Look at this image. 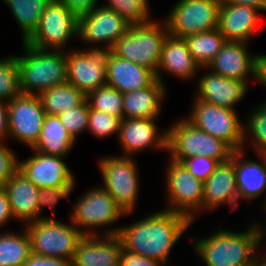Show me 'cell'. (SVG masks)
<instances>
[{"mask_svg":"<svg viewBox=\"0 0 266 266\" xmlns=\"http://www.w3.org/2000/svg\"><path fill=\"white\" fill-rule=\"evenodd\" d=\"M23 266H72V261L67 259L52 258L31 253Z\"/></svg>","mask_w":266,"mask_h":266,"instance_id":"7bdbcfd3","label":"cell"},{"mask_svg":"<svg viewBox=\"0 0 266 266\" xmlns=\"http://www.w3.org/2000/svg\"><path fill=\"white\" fill-rule=\"evenodd\" d=\"M254 80L266 87V55L256 54L254 57Z\"/></svg>","mask_w":266,"mask_h":266,"instance_id":"bcb514c9","label":"cell"},{"mask_svg":"<svg viewBox=\"0 0 266 266\" xmlns=\"http://www.w3.org/2000/svg\"><path fill=\"white\" fill-rule=\"evenodd\" d=\"M189 116L197 128L224 141L233 151L244 150V122L238 112L203 100H194Z\"/></svg>","mask_w":266,"mask_h":266,"instance_id":"ba28073f","label":"cell"},{"mask_svg":"<svg viewBox=\"0 0 266 266\" xmlns=\"http://www.w3.org/2000/svg\"><path fill=\"white\" fill-rule=\"evenodd\" d=\"M103 186L125 213L134 212L139 195V172L132 157L103 156L98 162Z\"/></svg>","mask_w":266,"mask_h":266,"instance_id":"9c48e42d","label":"cell"},{"mask_svg":"<svg viewBox=\"0 0 266 266\" xmlns=\"http://www.w3.org/2000/svg\"><path fill=\"white\" fill-rule=\"evenodd\" d=\"M244 154V150L233 151L230 160L234 165L239 200L252 201L264 191L266 196V154H257L258 161L244 160Z\"/></svg>","mask_w":266,"mask_h":266,"instance_id":"d4e9b609","label":"cell"},{"mask_svg":"<svg viewBox=\"0 0 266 266\" xmlns=\"http://www.w3.org/2000/svg\"><path fill=\"white\" fill-rule=\"evenodd\" d=\"M167 132L166 152L171 160L180 163L194 156H206L223 163L230 159L233 152L224 141L200 130L187 118L174 121Z\"/></svg>","mask_w":266,"mask_h":266,"instance_id":"8992f818","label":"cell"},{"mask_svg":"<svg viewBox=\"0 0 266 266\" xmlns=\"http://www.w3.org/2000/svg\"><path fill=\"white\" fill-rule=\"evenodd\" d=\"M253 222L247 230L233 232L219 229L210 237L193 240V249L206 266H253L266 228Z\"/></svg>","mask_w":266,"mask_h":266,"instance_id":"7a4b0ae2","label":"cell"},{"mask_svg":"<svg viewBox=\"0 0 266 266\" xmlns=\"http://www.w3.org/2000/svg\"><path fill=\"white\" fill-rule=\"evenodd\" d=\"M203 209L213 211L221 205H230L237 209L239 201L238 188L235 179L234 165L229 159L219 163L214 172L204 182Z\"/></svg>","mask_w":266,"mask_h":266,"instance_id":"ffe728a7","label":"cell"},{"mask_svg":"<svg viewBox=\"0 0 266 266\" xmlns=\"http://www.w3.org/2000/svg\"><path fill=\"white\" fill-rule=\"evenodd\" d=\"M86 100L90 108L106 112L112 116L119 117L121 120L123 116V93L117 89L105 85L89 92L86 95Z\"/></svg>","mask_w":266,"mask_h":266,"instance_id":"836d02e7","label":"cell"},{"mask_svg":"<svg viewBox=\"0 0 266 266\" xmlns=\"http://www.w3.org/2000/svg\"><path fill=\"white\" fill-rule=\"evenodd\" d=\"M24 161L18 159V169L39 189L74 187L76 180L64 157L34 151Z\"/></svg>","mask_w":266,"mask_h":266,"instance_id":"2e32d148","label":"cell"},{"mask_svg":"<svg viewBox=\"0 0 266 266\" xmlns=\"http://www.w3.org/2000/svg\"><path fill=\"white\" fill-rule=\"evenodd\" d=\"M75 15L80 16L97 7L99 0H59Z\"/></svg>","mask_w":266,"mask_h":266,"instance_id":"ee69618b","label":"cell"},{"mask_svg":"<svg viewBox=\"0 0 266 266\" xmlns=\"http://www.w3.org/2000/svg\"><path fill=\"white\" fill-rule=\"evenodd\" d=\"M3 189L7 193L13 217L20 223L27 225L48 218V216H39L37 201L40 189L30 182L19 169L12 174Z\"/></svg>","mask_w":266,"mask_h":266,"instance_id":"44dd1931","label":"cell"},{"mask_svg":"<svg viewBox=\"0 0 266 266\" xmlns=\"http://www.w3.org/2000/svg\"><path fill=\"white\" fill-rule=\"evenodd\" d=\"M18 169V157L14 152L0 142V187H3L12 174Z\"/></svg>","mask_w":266,"mask_h":266,"instance_id":"60d3db41","label":"cell"},{"mask_svg":"<svg viewBox=\"0 0 266 266\" xmlns=\"http://www.w3.org/2000/svg\"><path fill=\"white\" fill-rule=\"evenodd\" d=\"M199 70L202 68L191 56L185 39L168 34L163 43L156 79L165 85L161 75L165 71L167 74L177 76L178 79L192 80Z\"/></svg>","mask_w":266,"mask_h":266,"instance_id":"cb8c5ba5","label":"cell"},{"mask_svg":"<svg viewBox=\"0 0 266 266\" xmlns=\"http://www.w3.org/2000/svg\"><path fill=\"white\" fill-rule=\"evenodd\" d=\"M220 5H248L266 11V0H218Z\"/></svg>","mask_w":266,"mask_h":266,"instance_id":"7dc6e473","label":"cell"},{"mask_svg":"<svg viewBox=\"0 0 266 266\" xmlns=\"http://www.w3.org/2000/svg\"><path fill=\"white\" fill-rule=\"evenodd\" d=\"M74 187H56V188H41L38 193V210L39 216L42 213L44 207L49 206L51 207L52 216L48 218H54L55 208L56 205L62 199H68L70 194L75 189Z\"/></svg>","mask_w":266,"mask_h":266,"instance_id":"f35d334b","label":"cell"},{"mask_svg":"<svg viewBox=\"0 0 266 266\" xmlns=\"http://www.w3.org/2000/svg\"><path fill=\"white\" fill-rule=\"evenodd\" d=\"M14 219L7 193L0 187V228Z\"/></svg>","mask_w":266,"mask_h":266,"instance_id":"f6af8a7d","label":"cell"},{"mask_svg":"<svg viewBox=\"0 0 266 266\" xmlns=\"http://www.w3.org/2000/svg\"><path fill=\"white\" fill-rule=\"evenodd\" d=\"M121 119L106 112L89 107L88 130L97 138L119 135Z\"/></svg>","mask_w":266,"mask_h":266,"instance_id":"8d00e7d4","label":"cell"},{"mask_svg":"<svg viewBox=\"0 0 266 266\" xmlns=\"http://www.w3.org/2000/svg\"><path fill=\"white\" fill-rule=\"evenodd\" d=\"M18 23L22 42H25L37 29L40 18L52 0H3Z\"/></svg>","mask_w":266,"mask_h":266,"instance_id":"f546056e","label":"cell"},{"mask_svg":"<svg viewBox=\"0 0 266 266\" xmlns=\"http://www.w3.org/2000/svg\"><path fill=\"white\" fill-rule=\"evenodd\" d=\"M193 222L184 214L162 209L120 228L123 248L167 265L171 250Z\"/></svg>","mask_w":266,"mask_h":266,"instance_id":"6da1fadb","label":"cell"},{"mask_svg":"<svg viewBox=\"0 0 266 266\" xmlns=\"http://www.w3.org/2000/svg\"><path fill=\"white\" fill-rule=\"evenodd\" d=\"M181 164L197 179L205 182L214 172L219 162L206 156H194L185 159Z\"/></svg>","mask_w":266,"mask_h":266,"instance_id":"ab89813d","label":"cell"},{"mask_svg":"<svg viewBox=\"0 0 266 266\" xmlns=\"http://www.w3.org/2000/svg\"><path fill=\"white\" fill-rule=\"evenodd\" d=\"M79 16L59 0H52L44 10L39 25L25 43L37 49L66 51L74 37L78 38Z\"/></svg>","mask_w":266,"mask_h":266,"instance_id":"30bf717a","label":"cell"},{"mask_svg":"<svg viewBox=\"0 0 266 266\" xmlns=\"http://www.w3.org/2000/svg\"><path fill=\"white\" fill-rule=\"evenodd\" d=\"M106 8L114 10L130 25L142 24L150 18L149 0H105Z\"/></svg>","mask_w":266,"mask_h":266,"instance_id":"e575fe53","label":"cell"},{"mask_svg":"<svg viewBox=\"0 0 266 266\" xmlns=\"http://www.w3.org/2000/svg\"><path fill=\"white\" fill-rule=\"evenodd\" d=\"M168 34L164 19L161 22L153 19L142 24L131 25L114 44L112 52L156 74L163 43Z\"/></svg>","mask_w":266,"mask_h":266,"instance_id":"5b68a950","label":"cell"},{"mask_svg":"<svg viewBox=\"0 0 266 266\" xmlns=\"http://www.w3.org/2000/svg\"><path fill=\"white\" fill-rule=\"evenodd\" d=\"M38 96L45 113L56 116L86 100V95L69 82L45 89Z\"/></svg>","mask_w":266,"mask_h":266,"instance_id":"f1b7e54d","label":"cell"},{"mask_svg":"<svg viewBox=\"0 0 266 266\" xmlns=\"http://www.w3.org/2000/svg\"><path fill=\"white\" fill-rule=\"evenodd\" d=\"M256 106L250 112L247 123H244V144L250 137L249 141L256 154H266V101Z\"/></svg>","mask_w":266,"mask_h":266,"instance_id":"d6a6232c","label":"cell"},{"mask_svg":"<svg viewBox=\"0 0 266 266\" xmlns=\"http://www.w3.org/2000/svg\"><path fill=\"white\" fill-rule=\"evenodd\" d=\"M122 247L118 235H84L78 242L72 266H119Z\"/></svg>","mask_w":266,"mask_h":266,"instance_id":"ac0fdd59","label":"cell"},{"mask_svg":"<svg viewBox=\"0 0 266 266\" xmlns=\"http://www.w3.org/2000/svg\"><path fill=\"white\" fill-rule=\"evenodd\" d=\"M262 255H256L253 266H266V252Z\"/></svg>","mask_w":266,"mask_h":266,"instance_id":"681fc988","label":"cell"},{"mask_svg":"<svg viewBox=\"0 0 266 266\" xmlns=\"http://www.w3.org/2000/svg\"><path fill=\"white\" fill-rule=\"evenodd\" d=\"M157 119L129 118L120 123L118 142L123 156L133 157L145 149L156 148L167 150L168 132L164 129L159 132Z\"/></svg>","mask_w":266,"mask_h":266,"instance_id":"e0dca14e","label":"cell"},{"mask_svg":"<svg viewBox=\"0 0 266 266\" xmlns=\"http://www.w3.org/2000/svg\"><path fill=\"white\" fill-rule=\"evenodd\" d=\"M59 118L71 136L77 140L80 133L88 128L89 104L85 100L77 107L60 113Z\"/></svg>","mask_w":266,"mask_h":266,"instance_id":"74e56055","label":"cell"},{"mask_svg":"<svg viewBox=\"0 0 266 266\" xmlns=\"http://www.w3.org/2000/svg\"><path fill=\"white\" fill-rule=\"evenodd\" d=\"M75 143L59 116L46 114L40 136L31 150L65 158Z\"/></svg>","mask_w":266,"mask_h":266,"instance_id":"83f0119b","label":"cell"},{"mask_svg":"<svg viewBox=\"0 0 266 266\" xmlns=\"http://www.w3.org/2000/svg\"><path fill=\"white\" fill-rule=\"evenodd\" d=\"M24 55H15L23 94L39 95L67 82L66 51L37 49L22 42Z\"/></svg>","mask_w":266,"mask_h":266,"instance_id":"3957f363","label":"cell"},{"mask_svg":"<svg viewBox=\"0 0 266 266\" xmlns=\"http://www.w3.org/2000/svg\"><path fill=\"white\" fill-rule=\"evenodd\" d=\"M21 93L15 55L0 59V101L9 102Z\"/></svg>","mask_w":266,"mask_h":266,"instance_id":"d590c367","label":"cell"},{"mask_svg":"<svg viewBox=\"0 0 266 266\" xmlns=\"http://www.w3.org/2000/svg\"><path fill=\"white\" fill-rule=\"evenodd\" d=\"M73 49L66 51L67 82L87 95L106 85V69L112 48Z\"/></svg>","mask_w":266,"mask_h":266,"instance_id":"4fadbf2b","label":"cell"},{"mask_svg":"<svg viewBox=\"0 0 266 266\" xmlns=\"http://www.w3.org/2000/svg\"><path fill=\"white\" fill-rule=\"evenodd\" d=\"M184 39L187 42L191 56L203 69L208 66L226 43L224 35L218 28L192 34Z\"/></svg>","mask_w":266,"mask_h":266,"instance_id":"4dcf8cb0","label":"cell"},{"mask_svg":"<svg viewBox=\"0 0 266 266\" xmlns=\"http://www.w3.org/2000/svg\"><path fill=\"white\" fill-rule=\"evenodd\" d=\"M260 17L259 10L248 5H220L218 30L226 41L248 43L260 26Z\"/></svg>","mask_w":266,"mask_h":266,"instance_id":"603a6c76","label":"cell"},{"mask_svg":"<svg viewBox=\"0 0 266 266\" xmlns=\"http://www.w3.org/2000/svg\"><path fill=\"white\" fill-rule=\"evenodd\" d=\"M249 83L226 78L209 70L200 76L195 100H203L220 107L236 110L235 106L248 92Z\"/></svg>","mask_w":266,"mask_h":266,"instance_id":"d6986e66","label":"cell"},{"mask_svg":"<svg viewBox=\"0 0 266 266\" xmlns=\"http://www.w3.org/2000/svg\"><path fill=\"white\" fill-rule=\"evenodd\" d=\"M159 80H155L144 89L123 93V116L124 119L143 118L158 119L161 113L167 88Z\"/></svg>","mask_w":266,"mask_h":266,"instance_id":"4316f807","label":"cell"},{"mask_svg":"<svg viewBox=\"0 0 266 266\" xmlns=\"http://www.w3.org/2000/svg\"><path fill=\"white\" fill-rule=\"evenodd\" d=\"M166 195L170 205L167 210L187 216L192 222L197 212L203 210L204 182L194 177L180 162H167Z\"/></svg>","mask_w":266,"mask_h":266,"instance_id":"7c38bea8","label":"cell"},{"mask_svg":"<svg viewBox=\"0 0 266 266\" xmlns=\"http://www.w3.org/2000/svg\"><path fill=\"white\" fill-rule=\"evenodd\" d=\"M72 208L70 221L84 235H118L121 226L112 228V224L123 215H129L101 186L87 190L85 194L78 197ZM108 225L111 227L108 228ZM104 227L107 228L104 230ZM96 228L99 230L103 228L102 232L97 231Z\"/></svg>","mask_w":266,"mask_h":266,"instance_id":"277c9868","label":"cell"},{"mask_svg":"<svg viewBox=\"0 0 266 266\" xmlns=\"http://www.w3.org/2000/svg\"><path fill=\"white\" fill-rule=\"evenodd\" d=\"M155 80L156 76L150 69L111 53L106 69V85L125 93L144 89Z\"/></svg>","mask_w":266,"mask_h":266,"instance_id":"484cf974","label":"cell"},{"mask_svg":"<svg viewBox=\"0 0 266 266\" xmlns=\"http://www.w3.org/2000/svg\"><path fill=\"white\" fill-rule=\"evenodd\" d=\"M130 26L114 10L102 4L79 16L78 38L91 46L104 44L112 48Z\"/></svg>","mask_w":266,"mask_h":266,"instance_id":"9a60e30c","label":"cell"},{"mask_svg":"<svg viewBox=\"0 0 266 266\" xmlns=\"http://www.w3.org/2000/svg\"><path fill=\"white\" fill-rule=\"evenodd\" d=\"M8 137L31 149L37 142L46 115L38 95L23 94L7 102Z\"/></svg>","mask_w":266,"mask_h":266,"instance_id":"5bb4252c","label":"cell"},{"mask_svg":"<svg viewBox=\"0 0 266 266\" xmlns=\"http://www.w3.org/2000/svg\"><path fill=\"white\" fill-rule=\"evenodd\" d=\"M119 266H162L159 262L121 248Z\"/></svg>","mask_w":266,"mask_h":266,"instance_id":"b9f144b4","label":"cell"},{"mask_svg":"<svg viewBox=\"0 0 266 266\" xmlns=\"http://www.w3.org/2000/svg\"><path fill=\"white\" fill-rule=\"evenodd\" d=\"M31 252L45 257L73 260L78 242L84 236L70 224L55 218H43L25 225Z\"/></svg>","mask_w":266,"mask_h":266,"instance_id":"52a82bcc","label":"cell"},{"mask_svg":"<svg viewBox=\"0 0 266 266\" xmlns=\"http://www.w3.org/2000/svg\"><path fill=\"white\" fill-rule=\"evenodd\" d=\"M8 137V108L7 102L0 101V142Z\"/></svg>","mask_w":266,"mask_h":266,"instance_id":"c3c4849f","label":"cell"},{"mask_svg":"<svg viewBox=\"0 0 266 266\" xmlns=\"http://www.w3.org/2000/svg\"><path fill=\"white\" fill-rule=\"evenodd\" d=\"M23 231L0 233V266H23L30 256L31 242L29 234L23 226Z\"/></svg>","mask_w":266,"mask_h":266,"instance_id":"1f68e13d","label":"cell"},{"mask_svg":"<svg viewBox=\"0 0 266 266\" xmlns=\"http://www.w3.org/2000/svg\"><path fill=\"white\" fill-rule=\"evenodd\" d=\"M266 198V197H265ZM264 205H262V206H264L265 208H264V210L266 209V200H265V203H263Z\"/></svg>","mask_w":266,"mask_h":266,"instance_id":"f907efd6","label":"cell"},{"mask_svg":"<svg viewBox=\"0 0 266 266\" xmlns=\"http://www.w3.org/2000/svg\"><path fill=\"white\" fill-rule=\"evenodd\" d=\"M218 0H178L164 19L168 33L186 36L218 28Z\"/></svg>","mask_w":266,"mask_h":266,"instance_id":"8fae6325","label":"cell"},{"mask_svg":"<svg viewBox=\"0 0 266 266\" xmlns=\"http://www.w3.org/2000/svg\"><path fill=\"white\" fill-rule=\"evenodd\" d=\"M248 43L226 41L220 52L213 58L205 69L224 76L248 82L247 76L254 77V57L247 50Z\"/></svg>","mask_w":266,"mask_h":266,"instance_id":"7402d4cb","label":"cell"}]
</instances>
